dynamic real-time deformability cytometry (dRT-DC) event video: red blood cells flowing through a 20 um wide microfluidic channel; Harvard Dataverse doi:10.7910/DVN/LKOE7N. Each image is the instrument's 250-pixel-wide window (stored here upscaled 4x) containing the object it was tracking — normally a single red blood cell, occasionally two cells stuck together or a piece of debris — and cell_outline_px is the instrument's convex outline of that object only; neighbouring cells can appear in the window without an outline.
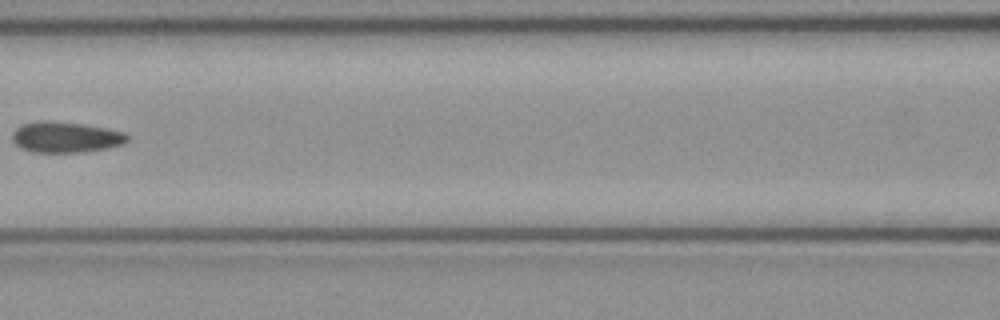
{"species": "common noctule bat (a hibernating species)", "species_latin": "Nyctalus noctula", "temperature_condition": "cold", "stored_images_in_passage": 7, "camera_frame_rate_fps": 3000, "um_per_image_px": 0.085, "animal": {"sex": "female", "body_mass_g": 21.9}, "frame": {"image": 1, "passage_image": 6, "time_ms": 1.667, "image_size_px": [1000, 320], "cell_outline_px": [[128, 140], [124, 144], [108, 148], [84, 152], [32, 152], [20, 148], [12, 140], [12, 132], [16, 128], [24, 124], [40, 120], [48, 120], [80, 124], [104, 128], [124, 132], [128, 136]], "centroid_in_image_um": [5.56, 11.67], "position_along_channel_um": 161.0, "area_um2": 20.63}}
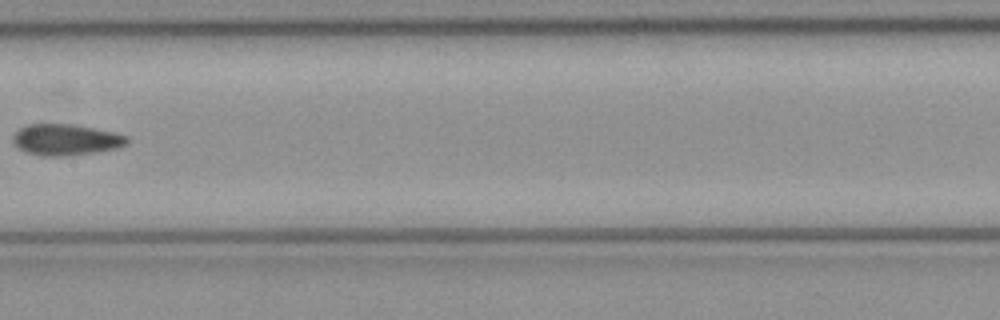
{"frame": {"image": 2, "passage_image": 7, "time_ms": 2.0, "image_size_px": [1000, 320], "cell_outline_px": [[128, 144], [120, 148], [96, 152], [68, 156], [40, 156], [28, 152], [12, 144], [12, 136], [20, 128], [28, 124], [72, 124], [116, 132], [128, 136]], "centroid_in_image_um": [5.63, 11.88], "position_along_channel_um": 201.8, "area_um2": 20.98}}